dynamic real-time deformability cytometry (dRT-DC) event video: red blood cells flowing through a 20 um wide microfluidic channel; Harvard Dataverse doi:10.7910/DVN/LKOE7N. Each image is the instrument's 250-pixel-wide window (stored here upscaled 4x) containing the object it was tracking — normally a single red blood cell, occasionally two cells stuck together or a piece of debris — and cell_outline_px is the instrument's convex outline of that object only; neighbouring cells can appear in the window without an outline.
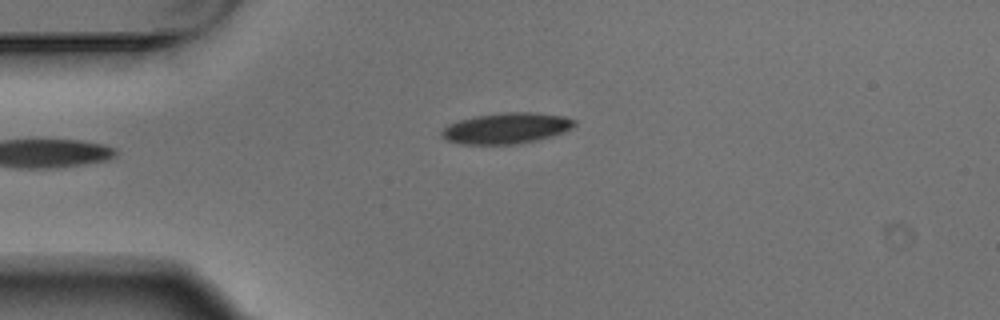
{"species": "Egyptian fruit bat (a non-hibernating species)", "species_latin": "Rousettus aegyptiacus", "temperature_condition": "warm", "stored_images_in_passage": 5, "camera_frame_rate_fps": 3000, "um_per_image_px": 0.085, "animal": {"sex": "male"}, "frame": {"image": 1, "passage_image": 5, "time_ms": 1.333, "image_size_px": [1000, 320], "cell_outline_px": [[576, 124], [572, 128], [564, 132], [552, 136], [516, 144], [464, 144], [448, 140], [440, 136], [440, 132], [448, 124], [460, 120], [476, 116], [504, 112], [532, 112], [564, 116], [576, 120]], "centroid_in_image_um": [43.06, 10.89], "position_along_channel_um": 41.9, "area_um2": 23.76}}